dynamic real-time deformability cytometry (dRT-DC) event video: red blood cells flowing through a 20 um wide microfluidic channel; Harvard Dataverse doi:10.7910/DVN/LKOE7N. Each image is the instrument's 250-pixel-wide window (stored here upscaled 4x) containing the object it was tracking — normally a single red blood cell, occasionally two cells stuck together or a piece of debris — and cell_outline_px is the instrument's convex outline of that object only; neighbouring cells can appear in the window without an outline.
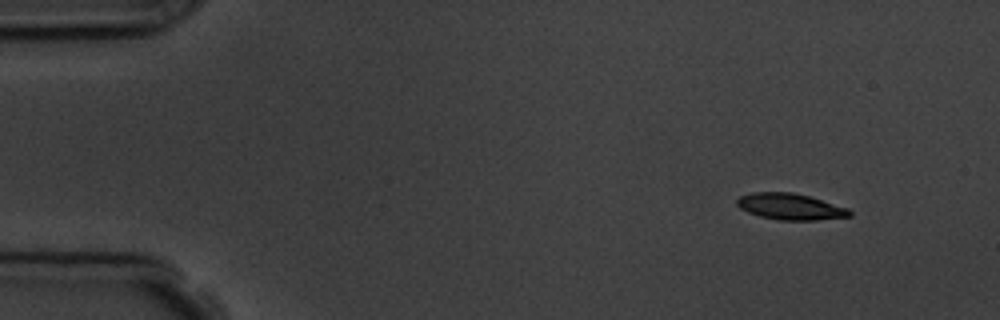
{"species": "common noctule bat (a hibernating species)", "species_latin": "Nyctalus noctula", "temperature_condition": "room temperature", "stored_images_in_passage": 3, "camera_frame_rate_fps": 3000, "um_per_image_px": 0.085, "animal": {"sex": "male", "body_mass_g": 19.5, "forearm_length_mm": 54.6}, "frame": {"image": 1, "passage_image": 1, "time_ms": 0.0, "image_size_px": [1000, 320], "cell_outline_px": [[852, 216], [816, 220], [780, 220], [760, 216], [748, 212], [740, 208], [736, 204], [736, 200], [740, 196], [752, 192], [792, 192], [808, 196], [848, 208], [852, 212]], "centroid_in_image_um": [67.16, 17.56], "position_along_channel_um": 17.8, "area_um2": 17.17}}